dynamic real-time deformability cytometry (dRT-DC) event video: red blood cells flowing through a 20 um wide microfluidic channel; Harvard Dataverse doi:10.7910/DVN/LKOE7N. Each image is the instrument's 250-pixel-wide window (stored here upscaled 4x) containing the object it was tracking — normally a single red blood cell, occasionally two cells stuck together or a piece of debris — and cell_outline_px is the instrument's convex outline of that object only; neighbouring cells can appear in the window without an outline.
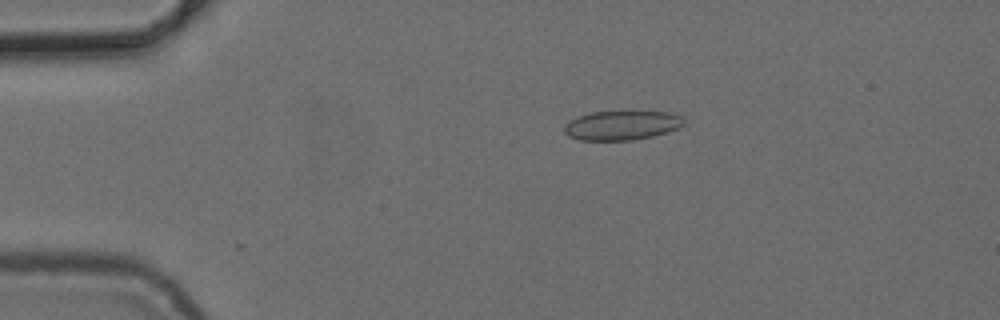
{"species": "common noctule bat (a hibernating species)", "species_latin": "Nyctalus noctula", "temperature_condition": "cold", "stored_images_in_passage": 6, "camera_frame_rate_fps": 3000, "um_per_image_px": 0.085, "animal": {"sex": "female", "body_mass_g": 24.6, "forearm_length_mm": 56.2}, "frame": {"image": 1, "passage_image": 3, "time_ms": 3.333, "image_size_px": [1000, 320], "cell_outline_px": [[684, 124], [668, 132], [652, 136], [632, 140], [580, 140], [568, 136], [564, 132], [564, 124], [576, 116], [592, 112], [672, 112], [684, 116]], "centroid_in_image_um": [52.84, 10.65], "position_along_channel_um": 32.2, "area_um2": 20.46}}
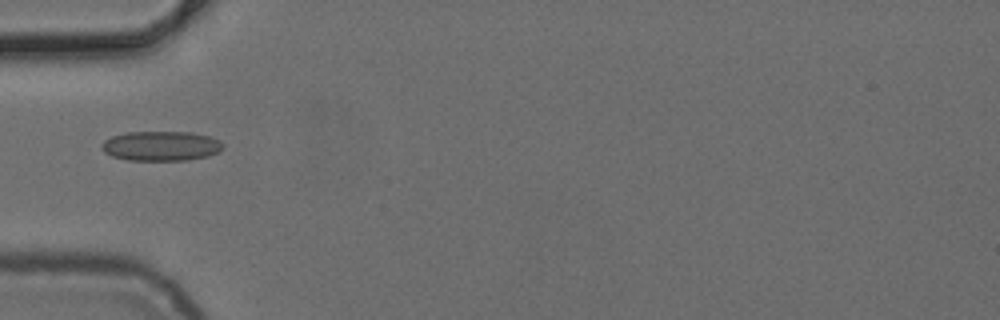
{"frame": {"image": 2, "passage_image": 5, "time_ms": 5.667, "image_size_px": [1000, 320], "cell_outline_px": [[224, 148], [220, 152], [208, 156], [188, 160], [128, 160], [112, 156], [104, 152], [100, 148], [100, 144], [104, 140], [112, 136], [128, 132], [192, 132], [208, 136], [220, 140], [224, 144]], "centroid_in_image_um": [13.7, 12.41], "position_along_channel_um": 71.3, "area_um2": 21.21}}
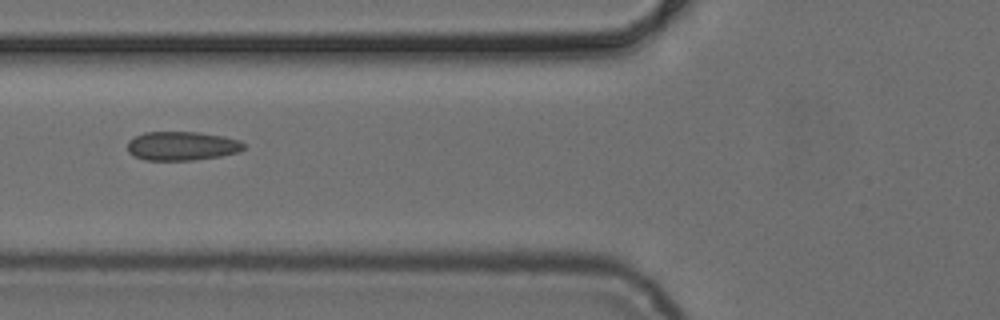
{"frame": {"image": 3, "passage_image": 6, "time_ms": 6.667, "image_size_px": [1000, 320], "cell_outline_px": [[244, 148], [240, 152], [220, 156], [196, 160], [144, 160], [132, 156], [128, 152], [128, 140], [144, 132], [196, 132], [224, 136], [240, 140], [244, 144]], "centroid_in_image_um": [15.46, 12.41], "position_along_channel_um": 110.3, "area_um2": 19.77}}